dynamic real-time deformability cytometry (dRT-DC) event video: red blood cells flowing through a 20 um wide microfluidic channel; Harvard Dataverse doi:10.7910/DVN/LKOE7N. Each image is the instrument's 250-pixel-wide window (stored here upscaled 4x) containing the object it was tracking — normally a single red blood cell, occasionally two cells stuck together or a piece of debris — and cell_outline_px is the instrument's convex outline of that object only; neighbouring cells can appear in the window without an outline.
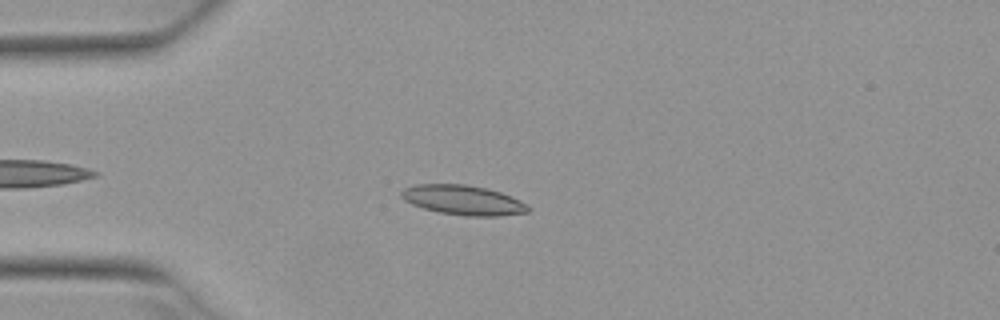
{"species": "Egyptian fruit bat (a non-hibernating species)", "species_latin": "Rousettus aegyptiacus", "temperature_condition": "warm", "stored_images_in_passage": 7, "camera_frame_rate_fps": 3000, "um_per_image_px": 0.085, "animal": {"sex": "female"}, "frame": {"image": 1, "passage_image": 4, "time_ms": 1.0, "image_size_px": [1000, 320], "cell_outline_px": [[532, 208], [528, 212], [500, 216], [464, 216], [440, 212], [424, 208], [412, 204], [404, 200], [400, 196], [400, 192], [404, 188], [416, 184], [468, 184], [488, 188], [512, 196], [528, 204]], "centroid_in_image_um": [39.4, 17.0], "position_along_channel_um": 45.6, "area_um2": 22.2}}
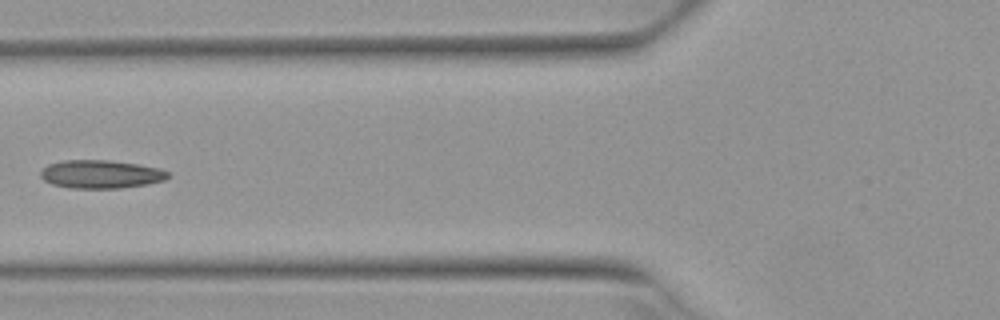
{"frame": {"image": 2, "passage_image": 6, "time_ms": 1.667, "image_size_px": [1000, 320], "cell_outline_px": [[172, 176], [164, 180], [148, 184], [120, 188], [72, 188], [52, 184], [44, 180], [40, 176], [40, 172], [48, 164], [64, 160], [108, 160], [140, 164], [160, 168], [168, 172]], "centroid_in_image_um": [8.61, 14.8], "position_along_channel_um": 117.2, "area_um2": 21.1}}
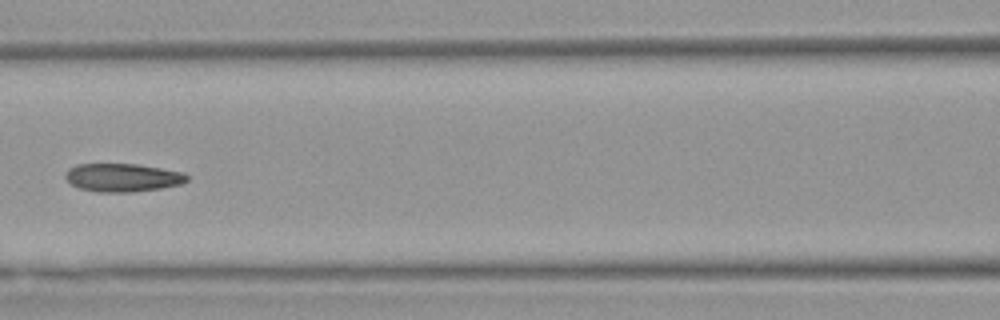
{"frame": {"image": 3, "passage_image": 7, "time_ms": 2.0, "image_size_px": [1000, 320], "cell_outline_px": [[188, 180], [180, 184], [160, 188], [132, 192], [100, 192], [80, 188], [72, 184], [64, 176], [68, 168], [76, 164], [136, 164], [184, 172], [188, 176]], "centroid_in_image_um": [10.42, 15.08], "position_along_channel_um": 156.2, "area_um2": 19.88}}